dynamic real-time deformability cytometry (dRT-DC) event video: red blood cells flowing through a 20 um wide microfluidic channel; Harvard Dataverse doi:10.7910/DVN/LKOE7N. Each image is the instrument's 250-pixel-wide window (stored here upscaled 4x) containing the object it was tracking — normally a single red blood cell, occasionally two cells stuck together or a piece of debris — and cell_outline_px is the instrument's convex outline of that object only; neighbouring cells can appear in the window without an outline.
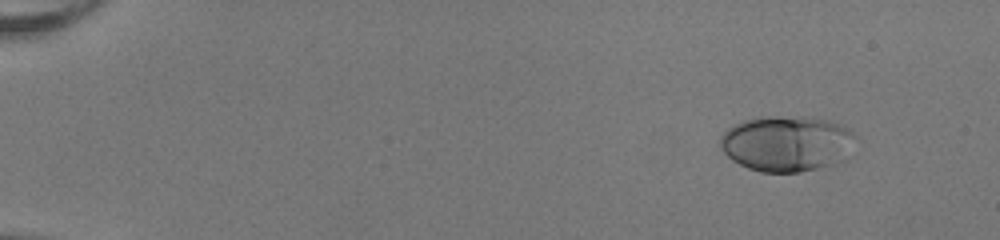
{"species": "human", "species_latin": "Homo sapiens", "temperature_condition": "room temperature", "stored_images_in_passage": 48, "camera_frame_rate_fps": 3000, "um_per_image_px": 0.085, "donor": {"sex": "female"}, "frame": {"image": 1, "passage_image": 1, "time_ms": 0.0, "image_size_px": [1000, 240], "cell_outline_px": [[856, 136], [832, 164], [800, 172], [760, 172], [748, 168], [732, 160], [724, 152], [720, 144], [720, 136], [728, 128], [744, 120], [760, 116], [800, 116], [828, 120], [840, 124], [848, 128]], "centroid_in_image_um": [66.76, 12.17], "position_along_channel_um": 18.2, "area_um2": 43.06}}
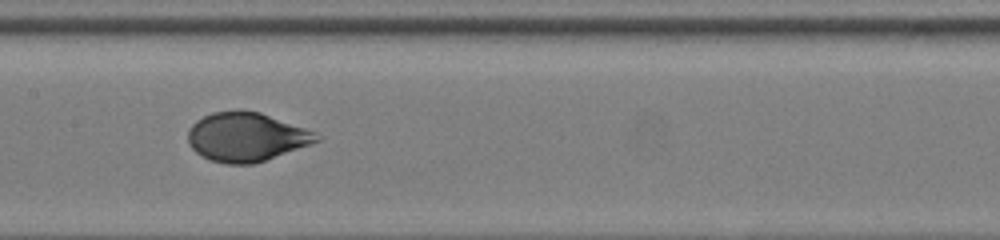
{"frame": {"image": 2, "passage_image": 24, "time_ms": 7.667, "image_size_px": [1000, 240], "cell_outline_px": [[324, 136], [320, 140], [264, 160], [252, 164], [224, 164], [200, 156], [188, 144], [188, 132], [192, 124], [196, 120], [212, 112], [240, 108], [260, 112], [316, 132]], "centroid_in_image_um": [20.9, 11.61], "position_along_channel_um": 186.5, "area_um2": 36.76}}
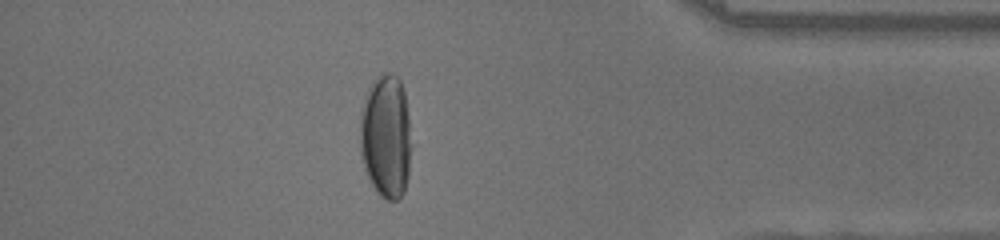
{"frame": {"image": 3, "passage_image": 42, "time_ms": 13.667, "image_size_px": [1000, 240], "cell_outline_px": [[412, 144], [408, 176], [404, 192], [400, 200], [388, 200], [380, 196], [376, 192], [364, 168], [360, 152], [360, 116], [368, 88], [376, 76], [384, 72], [392, 72], [400, 80], [404, 92], [408, 116]], "centroid_in_image_um": [32.81, 11.61], "position_along_channel_um": 402.4, "area_um2": 37.51}, "authors_computed_cell_mechanics": {"area_um2": 37.8301, "velocity_mm_per_s": 4.0023, "shape_relaxation_time_tau1_ms": 3.4, "shape_relaxation_time_tau2_ms": null, "deformation_change_tau1": 0.1783, "deformation_change_tau2": null}}